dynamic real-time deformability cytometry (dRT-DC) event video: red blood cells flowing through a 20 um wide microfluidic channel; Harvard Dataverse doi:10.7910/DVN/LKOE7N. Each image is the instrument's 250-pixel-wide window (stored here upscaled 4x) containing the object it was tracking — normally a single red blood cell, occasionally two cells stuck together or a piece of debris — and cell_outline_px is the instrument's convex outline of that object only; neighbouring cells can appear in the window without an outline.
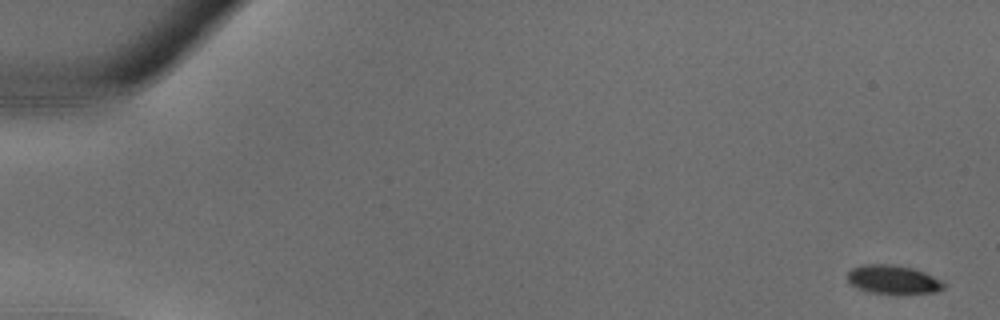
{"species": "common noctule bat (a hibernating species)", "species_latin": "Nyctalus noctula", "temperature_condition": "warm", "stored_images_in_passage": 36, "camera_frame_rate_fps": 3000, "um_per_image_px": 0.085, "animal": {"sex": "male", "body_mass_g": 18.8}, "frame": {"image": 1, "passage_image": 1, "time_ms": 0.0, "image_size_px": [1000, 320], "cell_outline_px": [[944, 288], [936, 292], [868, 292], [856, 288], [848, 280], [848, 272], [852, 268], [864, 264], [888, 264], [912, 268], [924, 272], [940, 280], [944, 284]], "centroid_in_image_um": [75.87, 23.74], "position_along_channel_um": 9.1, "area_um2": 15.55}}
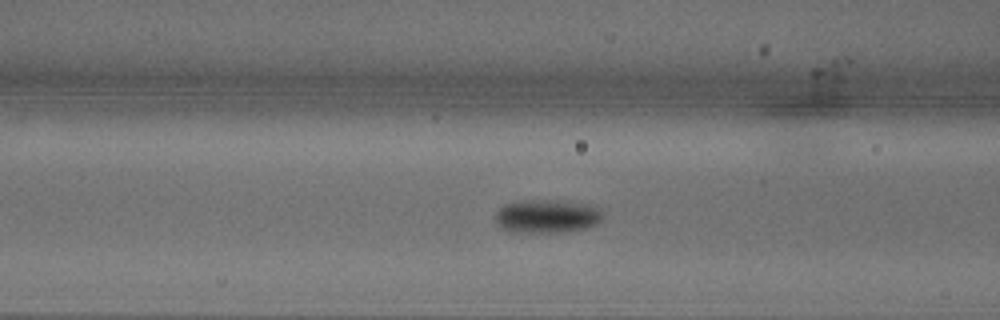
{"frame": {"image": 2, "passage_image": 15, "time_ms": 4.667, "image_size_px": [1000, 320], "cell_outline_px": [[604, 212], [600, 224], [588, 228], [564, 232], [508, 232], [500, 228], [496, 224], [496, 212], [504, 204], [516, 200], [572, 200], [592, 204], [600, 208]], "centroid_in_image_um": [46.55, 18.36], "position_along_channel_um": 120.0, "area_um2": 21.85}}
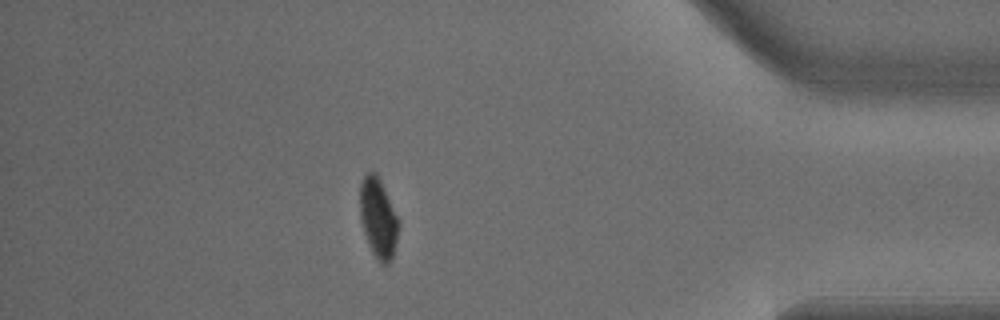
{"frame": {"image": 3, "passage_image": 32, "time_ms": 10.333, "image_size_px": [1000, 320], "cell_outline_px": [[400, 224], [396, 244], [392, 260], [388, 264], [380, 264], [372, 252], [368, 244], [364, 232], [360, 216], [360, 184], [364, 176], [368, 172], [376, 172], [400, 220]], "centroid_in_image_um": [32.17, 18.57], "position_along_channel_um": 403.0, "area_um2": 18.15}}